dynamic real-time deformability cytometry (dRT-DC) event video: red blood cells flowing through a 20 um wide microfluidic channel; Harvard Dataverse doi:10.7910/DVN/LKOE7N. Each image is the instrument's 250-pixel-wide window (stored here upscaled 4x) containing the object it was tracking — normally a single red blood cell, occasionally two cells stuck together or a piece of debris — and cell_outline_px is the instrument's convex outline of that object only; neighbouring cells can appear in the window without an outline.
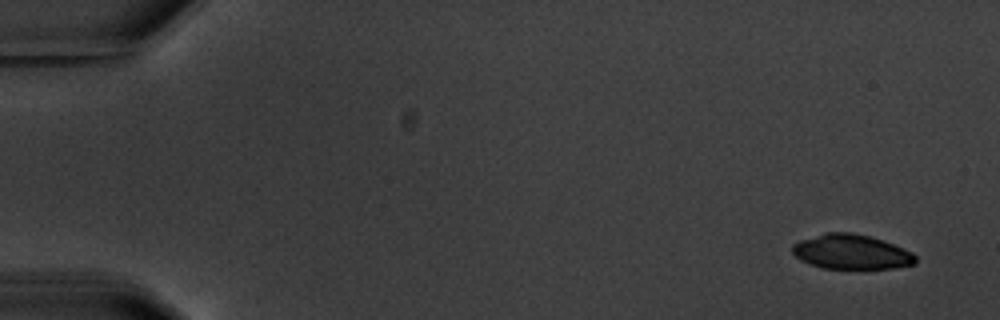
{"species": "common noctule bat (a hibernating species)", "species_latin": "Nyctalus noctula", "temperature_condition": "warm", "stored_images_in_passage": 5, "camera_frame_rate_fps": 3000, "um_per_image_px": 0.085, "animal": {"sex": "male", "body_mass_g": 20.1, "forearm_length_mm": 53.5}, "frame": {"image": 1, "passage_image": 1, "time_ms": 0.0, "image_size_px": [1000, 320], "cell_outline_px": [[916, 264], [892, 268], [824, 268], [800, 260], [792, 252], [792, 244], [800, 240], [828, 232], [852, 232], [868, 236], [904, 248], [912, 252], [916, 256]], "centroid_in_image_um": [72.36, 21.41], "position_along_channel_um": 12.6, "area_um2": 24.62}}
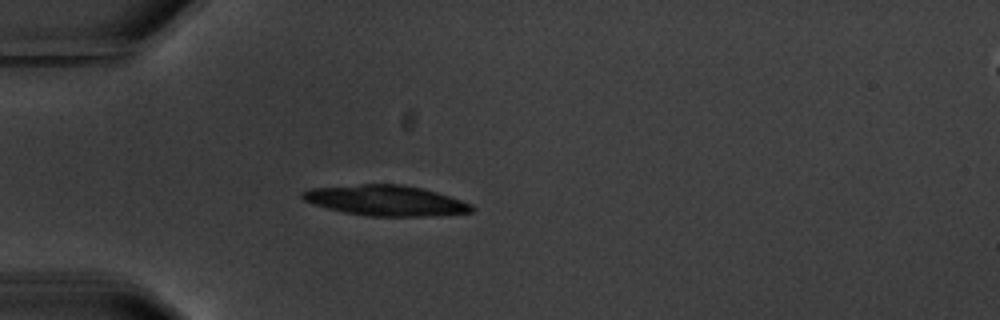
{"frame": {"image": 2, "passage_image": 4, "time_ms": 4.667, "image_size_px": [1000, 320], "cell_outline_px": [[476, 208], [472, 212], [436, 216], [368, 216], [344, 212], [328, 208], [304, 200], [300, 196], [300, 192], [308, 188], [360, 184], [400, 184], [424, 188], [472, 204]], "centroid_in_image_um": [32.79, 17.04], "position_along_channel_um": 52.2, "area_um2": 30.11}}